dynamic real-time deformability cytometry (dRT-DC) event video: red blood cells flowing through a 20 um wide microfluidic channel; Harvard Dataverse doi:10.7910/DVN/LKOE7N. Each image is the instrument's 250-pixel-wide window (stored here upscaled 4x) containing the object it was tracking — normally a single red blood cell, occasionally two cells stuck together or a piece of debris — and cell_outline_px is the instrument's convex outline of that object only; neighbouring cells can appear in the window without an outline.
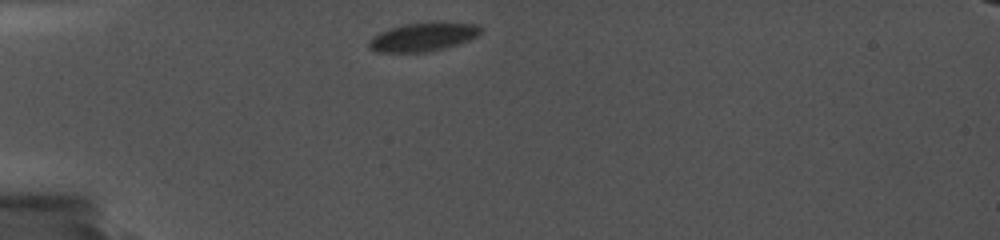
{"species": "common noctule bat (a hibernating species)", "species_latin": "Nyctalus noctula", "temperature_condition": "cold", "stored_images_in_passage": 3, "camera_frame_rate_fps": 5000, "um_per_image_px": 0.085, "animal": {"sex": "female", "body_mass_g": 19.0, "forearm_length_mm": 56.7}, "frame": {"image": 1, "passage_image": 1, "time_ms": 0.0, "image_size_px": [1000, 240], "cell_outline_px": [[484, 32], [480, 36], [444, 48], [424, 52], [376, 52], [368, 48], [368, 40], [372, 36], [388, 28], [404, 24], [428, 20], [432, 20], [480, 24], [484, 28]], "centroid_in_image_um": [36.02, 3.09], "position_along_channel_um": 49.0, "area_um2": 19.48}}